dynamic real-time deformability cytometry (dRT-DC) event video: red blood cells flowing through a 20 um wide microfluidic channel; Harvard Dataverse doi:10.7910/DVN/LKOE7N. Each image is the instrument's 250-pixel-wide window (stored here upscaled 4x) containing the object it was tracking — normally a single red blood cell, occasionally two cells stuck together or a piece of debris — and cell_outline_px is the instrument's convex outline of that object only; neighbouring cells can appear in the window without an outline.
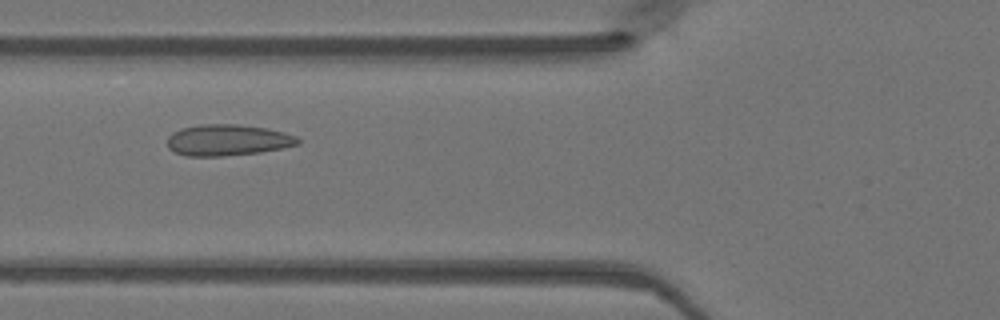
{"species": "Egyptian fruit bat (a non-hibernating species)", "species_latin": "Rousettus aegyptiacus", "temperature_condition": "warm", "stored_images_in_passage": 43, "camera_frame_rate_fps": 3000, "um_per_image_px": 0.085, "animal": {"sex": "female"}, "frame": {"image": 1, "passage_image": 13, "time_ms": 4.0, "image_size_px": [1000, 320], "cell_outline_px": [[300, 144], [260, 152], [224, 156], [188, 156], [172, 152], [168, 148], [168, 136], [172, 132], [180, 128], [200, 124], [236, 124], [268, 128], [284, 132], [296, 136], [300, 140]], "centroid_in_image_um": [19.32, 11.9], "position_along_channel_um": 106.5, "area_um2": 23.93}}
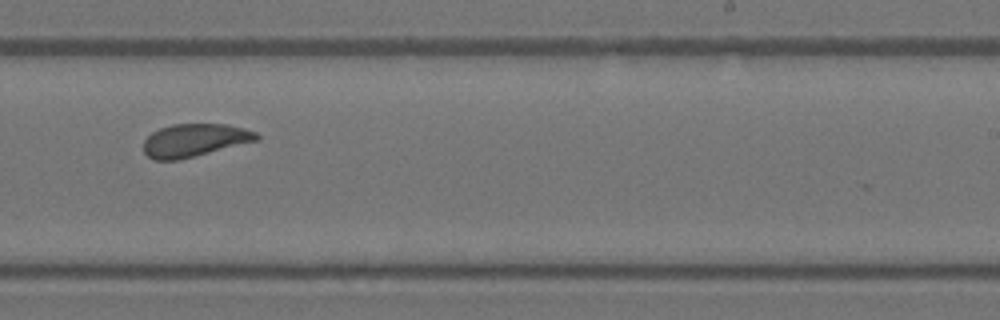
{"frame": {"image": 2, "passage_image": 25, "time_ms": 8.0, "image_size_px": [1000, 320], "cell_outline_px": [[260, 140], [180, 160], [156, 160], [148, 156], [144, 152], [144, 140], [152, 132], [160, 128], [172, 124], [228, 124], [244, 128], [256, 132], [260, 136]], "centroid_in_image_um": [16.57, 11.92], "position_along_channel_um": 272.4, "area_um2": 21.85}}
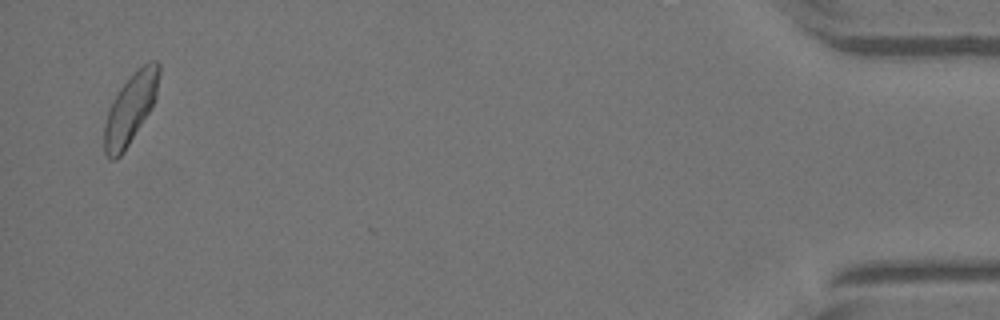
{"frame": {"image": 3, "passage_image": 42, "time_ms": 13.667, "image_size_px": [1000, 320], "cell_outline_px": [[160, 72], [156, 96], [152, 108], [124, 152], [116, 160], [108, 160], [104, 152], [104, 124], [108, 112], [120, 88], [136, 68], [148, 60], [156, 60], [160, 64]], "centroid_in_image_um": [11.1, 9.22], "position_along_channel_um": 424.1, "area_um2": 22.54}}